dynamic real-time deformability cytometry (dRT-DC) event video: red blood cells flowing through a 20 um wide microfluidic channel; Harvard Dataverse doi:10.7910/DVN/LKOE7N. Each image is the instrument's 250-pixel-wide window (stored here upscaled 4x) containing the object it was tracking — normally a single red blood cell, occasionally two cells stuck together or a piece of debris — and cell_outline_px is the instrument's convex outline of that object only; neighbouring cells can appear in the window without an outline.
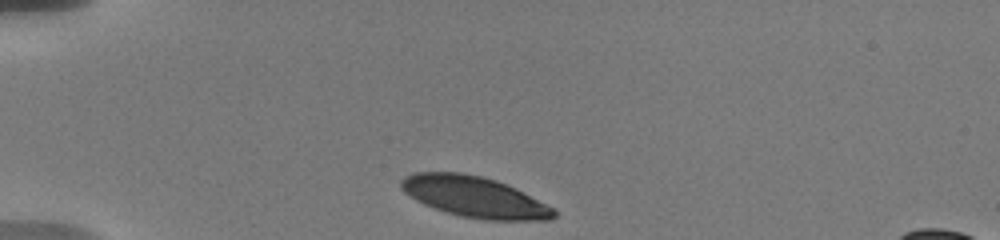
{"species": "human", "species_latin": "Homo sapiens", "temperature_condition": "warm", "stored_images_in_passage": 13, "camera_frame_rate_fps": 3000, "um_per_image_px": 0.085, "donor": {"sex": "male"}, "frame": {"image": 1, "passage_image": 1, "time_ms": 0.0, "image_size_px": [1000, 240], "cell_outline_px": [[556, 216], [552, 220], [484, 220], [460, 216], [424, 204], [416, 200], [404, 192], [400, 188], [400, 180], [404, 176], [412, 172], [460, 172], [480, 176], [496, 180], [508, 184], [516, 188], [552, 208], [556, 212]], "centroid_in_image_um": [40.3, 16.73], "position_along_channel_um": 44.7, "area_um2": 36.3}}
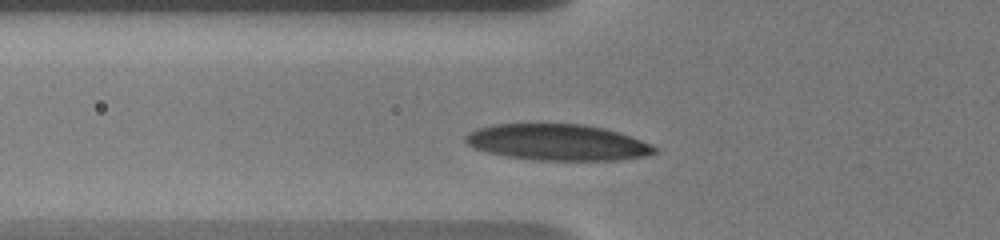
{"frame": {"image": 2, "passage_image": 10, "time_ms": 2.0, "image_size_px": [1000, 240], "cell_outline_px": [[656, 152], [644, 156], [616, 160], [536, 160], [504, 156], [488, 152], [476, 148], [468, 144], [464, 140], [464, 136], [468, 132], [476, 128], [492, 124], [584, 124], [604, 128], [620, 132], [652, 144], [656, 148]], "centroid_in_image_um": [47.37, 12.09], "position_along_channel_um": 78.4, "area_um2": 39.94}}